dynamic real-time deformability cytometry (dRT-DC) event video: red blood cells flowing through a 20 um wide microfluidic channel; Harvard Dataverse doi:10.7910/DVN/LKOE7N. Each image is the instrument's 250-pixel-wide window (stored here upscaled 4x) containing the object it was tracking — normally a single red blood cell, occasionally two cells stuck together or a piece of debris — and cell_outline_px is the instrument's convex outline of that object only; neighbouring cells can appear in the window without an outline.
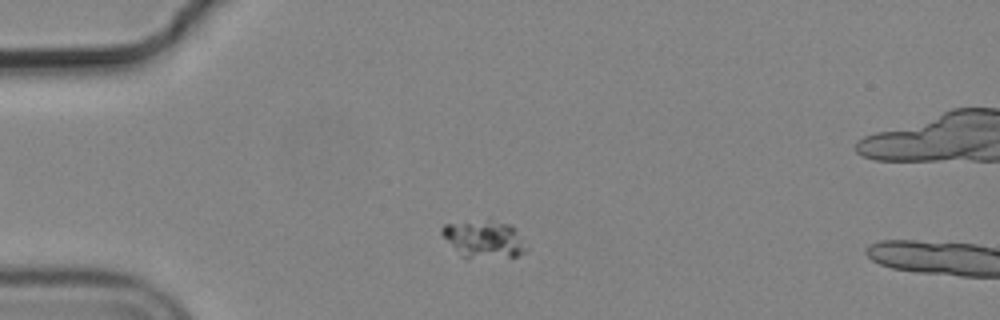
{"species": "common noctule bat (a hibernating species)", "species_latin": "Nyctalus noctula", "temperature_condition": "cold", "stored_images_in_passage": 10, "camera_frame_rate_fps": 3000, "um_per_image_px": 0.085, "animal": {"sex": "male", "body_mass_g": 19.2, "forearm_length_mm": 51.8}, "frame": {"image": 1, "passage_image": 7, "time_ms": 2.0, "image_size_px": [1000, 320], "cell_outline_px": [[528, 252], [516, 256], [468, 260], [460, 256], [440, 232], [440, 228], [444, 224], [488, 220], [508, 224], [516, 228]], "centroid_in_image_um": [41.12, 20.37], "position_along_channel_um": 43.9, "area_um2": 18.61}}